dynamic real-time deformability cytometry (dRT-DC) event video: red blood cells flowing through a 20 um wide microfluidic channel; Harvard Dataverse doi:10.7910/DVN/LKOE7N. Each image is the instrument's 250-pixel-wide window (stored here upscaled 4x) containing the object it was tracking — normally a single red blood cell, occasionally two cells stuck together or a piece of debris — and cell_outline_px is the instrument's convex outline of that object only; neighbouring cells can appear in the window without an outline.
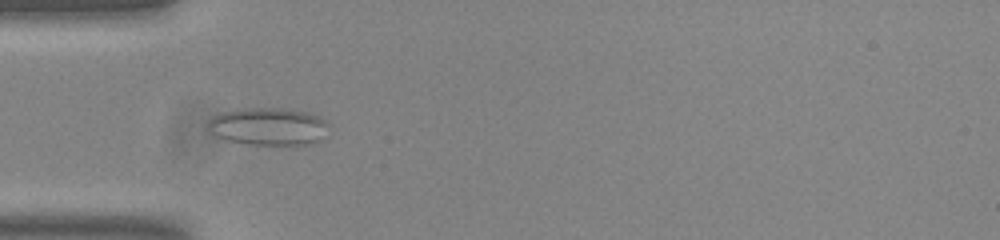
{"species": "common noctule bat (a hibernating species)", "species_latin": "Nyctalus noctula", "temperature_condition": "room temperature", "stored_images_in_passage": 54, "camera_frame_rate_fps": 3000, "um_per_image_px": 0.085, "animal": {"sex": "male", "body_mass_g": 20.0, "forearm_length_mm": 53.3}, "frame": {"image": 1, "passage_image": 16, "time_ms": 5.0, "image_size_px": [1000, 240], "cell_outline_px": [[328, 136], [312, 144], [248, 144], [228, 140], [216, 136], [208, 128], [208, 120], [212, 116], [220, 112], [240, 108], [280, 108], [308, 112], [320, 116], [328, 124]], "centroid_in_image_um": [22.84, 10.74], "position_along_channel_um": 62.2, "area_um2": 26.7}}
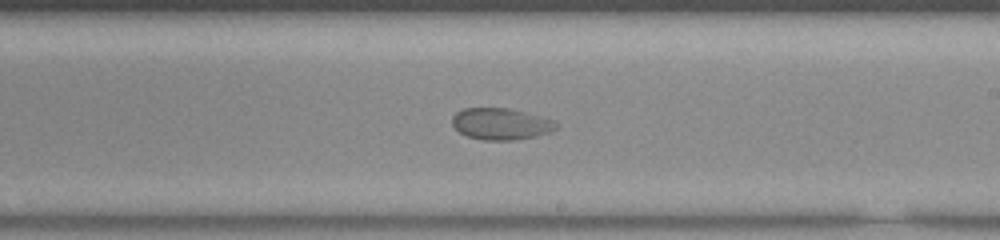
{"frame": {"image": 2, "passage_image": 31, "time_ms": 10.0, "image_size_px": [1000, 240], "cell_outline_px": [[556, 128], [552, 132], [536, 136], [516, 140], [484, 140], [468, 136], [460, 132], [452, 124], [452, 116], [456, 112], [464, 108], [508, 108], [556, 120]], "centroid_in_image_um": [42.59, 10.53], "position_along_channel_um": 246.4, "area_um2": 19.13}}
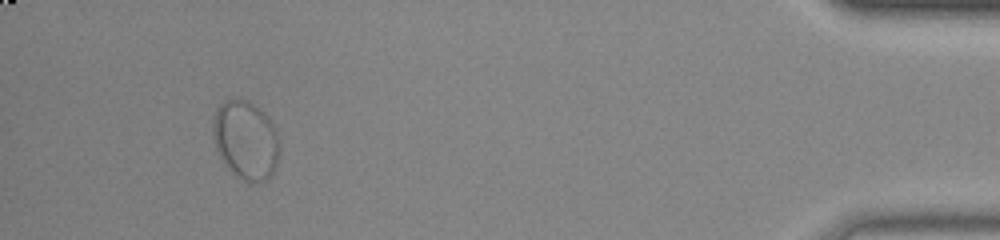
{"frame": {"image": 3, "passage_image": 50, "time_ms": 16.333, "image_size_px": [1000, 240], "cell_outline_px": [[280, 152], [276, 168], [268, 180], [248, 184], [236, 176], [232, 172], [220, 156], [216, 148], [212, 128], [212, 124], [216, 108], [224, 100], [248, 100], [264, 112], [268, 116], [276, 128], [280, 140]], "centroid_in_image_um": [20.93, 11.93], "position_along_channel_um": 414.3, "area_um2": 31.04}}